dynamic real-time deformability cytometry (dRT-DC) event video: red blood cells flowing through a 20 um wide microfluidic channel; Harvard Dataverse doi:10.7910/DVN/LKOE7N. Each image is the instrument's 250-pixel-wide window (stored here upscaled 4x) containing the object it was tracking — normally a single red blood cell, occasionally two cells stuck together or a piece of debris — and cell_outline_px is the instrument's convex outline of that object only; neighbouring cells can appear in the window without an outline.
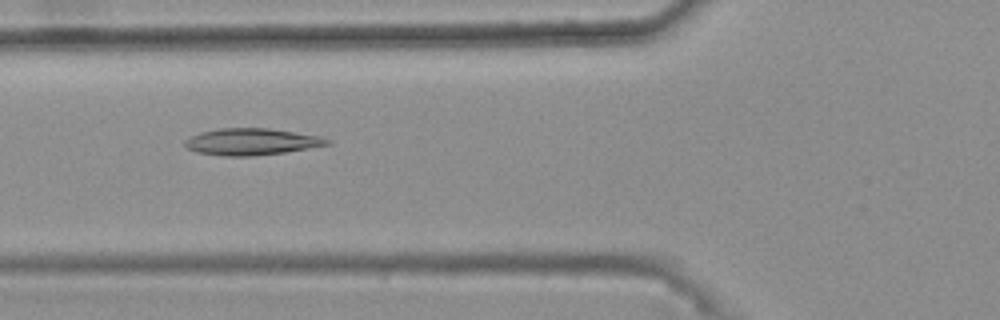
{"species": "common noctule bat (a hibernating species)", "species_latin": "Nyctalus noctula", "temperature_condition": "warm", "stored_images_in_passage": 48, "camera_frame_rate_fps": 3000, "um_per_image_px": 0.085, "animal": {"sex": "female", "body_mass_g": 25.1}, "frame": {"image": 1, "passage_image": 20, "time_ms": 6.333, "image_size_px": [1000, 320], "cell_outline_px": [[332, 144], [284, 152], [252, 156], [224, 156], [196, 152], [188, 148], [184, 144], [184, 140], [200, 132], [220, 128], [268, 128], [320, 136], [332, 140]], "centroid_in_image_um": [21.39, 12.04], "position_along_channel_um": 104.4, "area_um2": 22.08}}
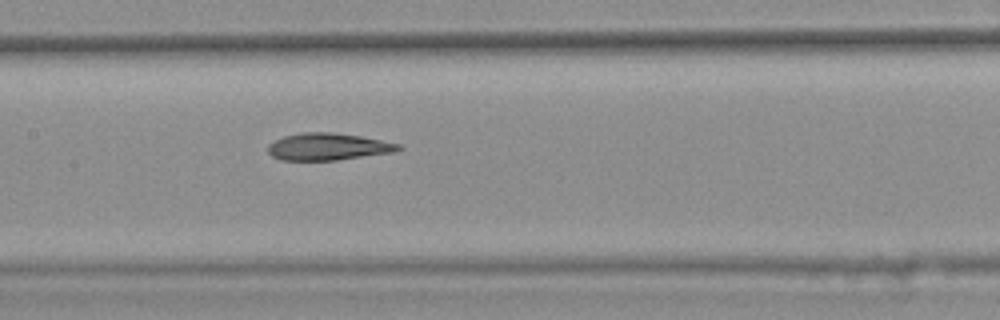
{"frame": {"image": 2, "passage_image": 26, "time_ms": 8.333, "image_size_px": [1000, 320], "cell_outline_px": [[404, 148], [396, 152], [336, 160], [280, 160], [272, 156], [268, 152], [268, 144], [284, 136], [304, 132], [332, 132], [360, 136], [400, 144]], "centroid_in_image_um": [27.9, 12.47], "position_along_channel_um": 179.5, "area_um2": 20.58}}
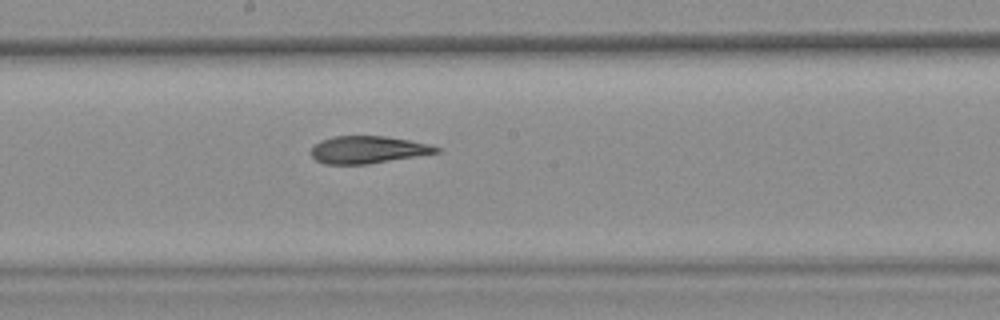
{"frame": {"image": 3, "passage_image": 29, "time_ms": 9.333, "image_size_px": [1000, 320], "cell_outline_px": [[440, 152], [368, 164], [324, 164], [316, 160], [308, 152], [320, 140], [332, 136], [384, 136], [408, 140], [428, 144], [440, 148]], "centroid_in_image_um": [31.22, 12.72], "position_along_channel_um": 217.0, "area_um2": 19.88}, "authors_computed_cell_mechanics": {"area_um2": 21.4438, "velocity_mm_per_s": 3.754, "shape_relaxation_time_tau1_ms": null, "shape_relaxation_time_tau2_ms": 4.1597, "deformation_change_tau1": null, "deformation_change_tau2": 0.129}}